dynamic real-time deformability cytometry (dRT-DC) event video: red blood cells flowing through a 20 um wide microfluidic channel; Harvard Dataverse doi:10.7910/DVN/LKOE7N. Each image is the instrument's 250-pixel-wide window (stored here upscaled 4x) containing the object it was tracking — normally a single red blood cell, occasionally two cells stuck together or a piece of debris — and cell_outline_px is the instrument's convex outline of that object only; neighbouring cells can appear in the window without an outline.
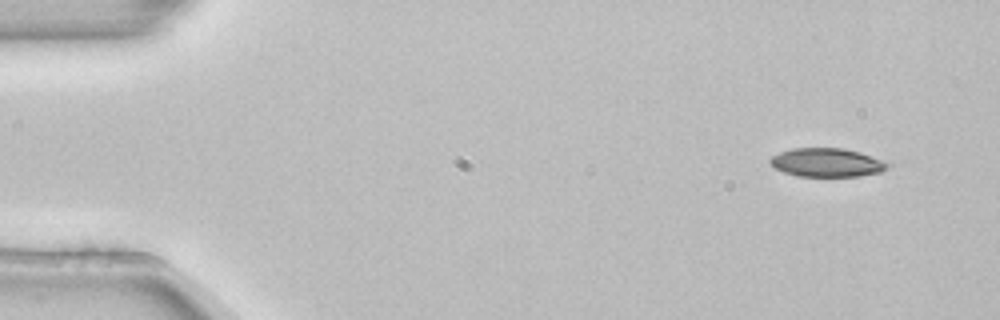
{"species": "common noctule bat (a hibernating species)", "species_latin": "Nyctalus noctula", "temperature_condition": "room temperature", "stored_images_in_passage": 4, "camera_frame_rate_fps": 3000, "um_per_image_px": 0.085, "animal": {"sex": "female", "body_mass_g": 22.7, "forearm_length_mm": 54.2}, "frame": {"image": 1, "passage_image": 1, "time_ms": 0.0, "image_size_px": [1000, 320], "cell_outline_px": [[888, 164], [880, 172], [860, 176], [796, 176], [784, 172], [768, 164], [768, 160], [772, 156], [780, 152], [792, 148], [844, 148], [860, 152], [880, 160]], "centroid_in_image_um": [70.19, 13.81], "position_along_channel_um": 14.8, "area_um2": 19.42}}
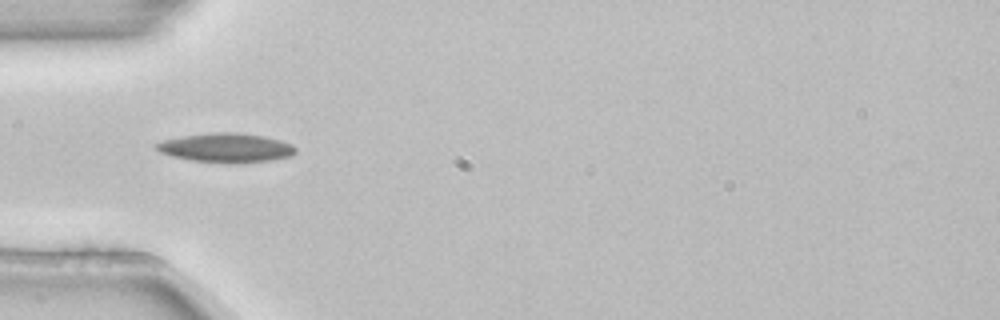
{"frame": {"image": 2, "passage_image": 4, "time_ms": 1.0, "image_size_px": [1000, 320], "cell_outline_px": [[296, 152], [292, 156], [272, 160], [236, 164], [228, 164], [192, 160], [172, 156], [160, 152], [156, 148], [156, 144], [164, 140], [184, 136], [216, 132], [236, 132], [264, 136], [280, 140], [292, 144], [296, 148]], "centroid_in_image_um": [19.28, 12.57], "position_along_channel_um": 65.7, "area_um2": 23.76}}